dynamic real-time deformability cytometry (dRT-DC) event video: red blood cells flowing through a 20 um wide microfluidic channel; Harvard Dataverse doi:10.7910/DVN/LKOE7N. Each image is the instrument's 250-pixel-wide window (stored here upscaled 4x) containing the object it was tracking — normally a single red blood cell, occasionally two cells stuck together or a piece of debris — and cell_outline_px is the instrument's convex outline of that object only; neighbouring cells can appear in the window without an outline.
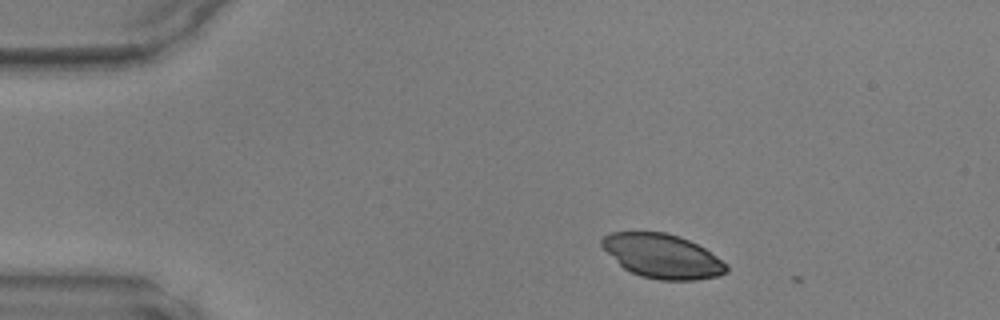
{"species": "common noctule bat (a hibernating species)", "species_latin": "Nyctalus noctula", "temperature_condition": "warm", "stored_images_in_passage": 3, "camera_frame_rate_fps": 3000, "um_per_image_px": 0.085, "animal": {"sex": "male", "body_mass_g": 17.9, "forearm_length_mm": 54.2}, "frame": {"image": 1, "passage_image": 2, "time_ms": 0.333, "image_size_px": [1000, 320], "cell_outline_px": [[728, 272], [716, 276], [696, 280], [660, 280], [640, 276], [624, 268], [600, 244], [600, 240], [604, 236], [612, 232], [664, 232], [680, 236], [704, 248], [728, 264]], "centroid_in_image_um": [56.33, 21.77], "position_along_channel_um": 28.7, "area_um2": 31.79}}